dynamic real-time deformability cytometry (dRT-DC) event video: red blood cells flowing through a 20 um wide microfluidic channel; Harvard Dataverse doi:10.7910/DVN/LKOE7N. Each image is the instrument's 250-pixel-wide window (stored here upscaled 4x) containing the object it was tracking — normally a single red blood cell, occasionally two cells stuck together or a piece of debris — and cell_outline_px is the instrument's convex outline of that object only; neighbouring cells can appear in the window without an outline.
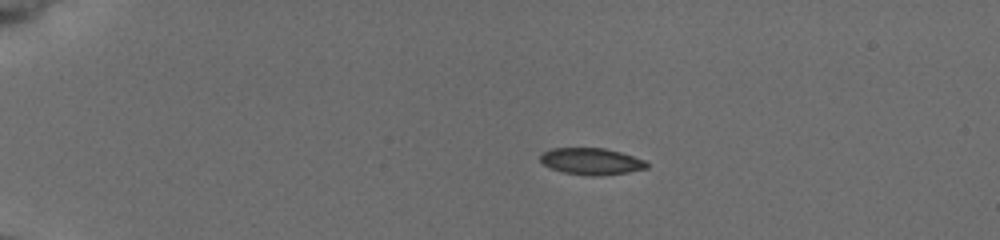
{"species": "common noctule bat (a hibernating species)", "species_latin": "Nyctalus noctula", "temperature_condition": "cold", "stored_images_in_passage": 48, "camera_frame_rate_fps": 3000, "um_per_image_px": 0.085, "animal": {"sex": "female", "body_mass_g": 19.5, "forearm_length_mm": 54.1}, "frame": {"image": 1, "passage_image": 5, "time_ms": 1.333, "image_size_px": [1000, 240], "cell_outline_px": [[648, 168], [628, 172], [596, 176], [592, 176], [564, 172], [552, 168], [544, 164], [540, 160], [540, 156], [544, 152], [552, 148], [604, 148], [620, 152], [644, 160], [648, 164]], "centroid_in_image_um": [50.27, 13.71], "position_along_channel_um": 34.7, "area_um2": 16.3}}
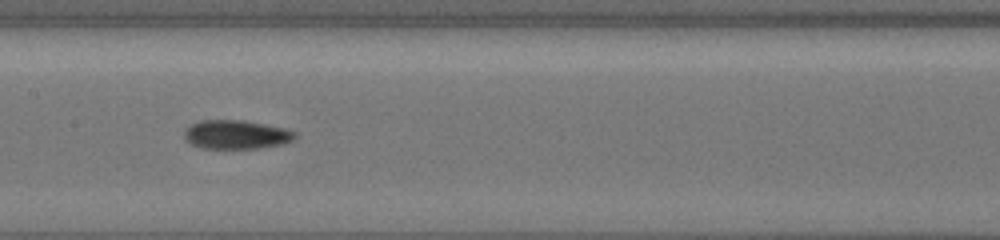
{"frame": {"image": 2, "passage_image": 23, "time_ms": 7.333, "image_size_px": [1000, 240], "cell_outline_px": [[296, 136], [292, 140], [284, 144], [256, 148], [200, 148], [192, 144], [184, 136], [184, 132], [192, 124], [200, 120], [244, 120], [284, 128], [296, 132]], "centroid_in_image_um": [20.09, 11.43], "position_along_channel_um": 187.3, "area_um2": 18.44}}
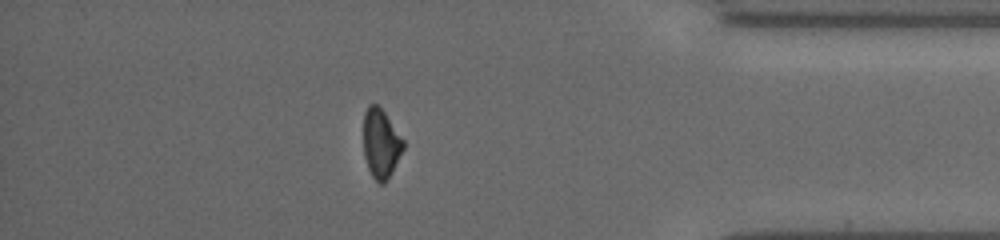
{"frame": {"image": 3, "passage_image": 42, "time_ms": 13.667, "image_size_px": [1000, 240], "cell_outline_px": [[404, 148], [392, 172], [384, 184], [380, 184], [372, 176], [368, 168], [364, 156], [364, 112], [368, 104], [376, 104], [384, 112], [404, 140]], "centroid_in_image_um": [32.37, 12.2], "position_along_channel_um": 402.8, "area_um2": 15.95}, "authors_computed_cell_mechanics": {"area_um2": 17.2822, "velocity_mm_per_s": 3.7942, "shape_relaxation_time_tau1_ms": null, "shape_relaxation_time_tau2_ms": 3.4816, "deformation_change_tau1": null, "deformation_change_tau2": 0.086}}